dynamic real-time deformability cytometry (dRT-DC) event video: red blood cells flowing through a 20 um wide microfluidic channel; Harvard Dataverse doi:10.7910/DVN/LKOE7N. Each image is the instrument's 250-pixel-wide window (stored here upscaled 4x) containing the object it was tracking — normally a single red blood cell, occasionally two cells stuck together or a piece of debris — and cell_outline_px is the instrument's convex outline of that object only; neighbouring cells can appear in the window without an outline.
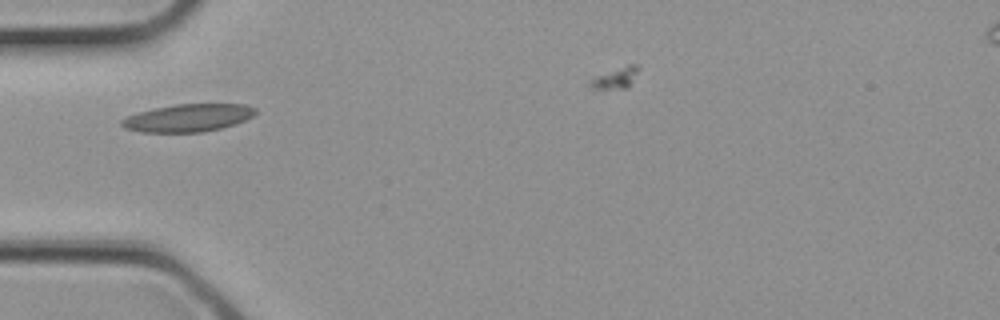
{"species": "common noctule bat (a hibernating species)", "species_latin": "Nyctalus noctula", "temperature_condition": "cold", "stored_images_in_passage": 2, "camera_frame_rate_fps": 3000, "um_per_image_px": 0.085, "animal": {"sex": "female", "body_mass_g": 21.9}, "frame": {"image": 1, "passage_image": 2, "time_ms": 0.333, "image_size_px": [1000, 320], "cell_outline_px": [[256, 112], [252, 116], [236, 124], [204, 132], [140, 132], [124, 128], [120, 124], [120, 120], [128, 116], [140, 112], [156, 108], [176, 104], [244, 104], [256, 108]], "centroid_in_image_um": [15.98, 10.02], "position_along_channel_um": 69.0, "area_um2": 21.44}}